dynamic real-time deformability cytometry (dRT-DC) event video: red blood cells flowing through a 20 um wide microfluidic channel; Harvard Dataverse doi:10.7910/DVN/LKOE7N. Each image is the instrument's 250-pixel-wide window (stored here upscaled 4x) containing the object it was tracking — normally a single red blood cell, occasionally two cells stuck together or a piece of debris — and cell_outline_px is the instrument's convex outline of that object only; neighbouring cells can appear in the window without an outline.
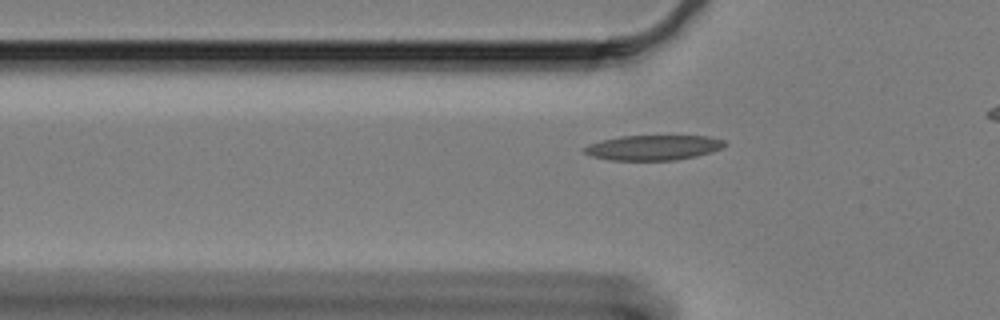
{"species": "Egyptian fruit bat (a non-hibernating species)", "species_latin": "Rousettus aegyptiacus", "temperature_condition": "cold", "stored_images_in_passage": 46, "camera_frame_rate_fps": 3000, "um_per_image_px": 0.085, "animal": {"sex": "female"}, "frame": {"image": 1, "passage_image": 15, "time_ms": 4.667, "image_size_px": [1000, 320], "cell_outline_px": [[728, 144], [724, 148], [712, 152], [696, 156], [676, 160], [608, 160], [592, 156], [584, 152], [580, 148], [588, 144], [600, 140], [620, 136], [708, 136], [724, 140]], "centroid_in_image_um": [55.53, 12.54], "position_along_channel_um": 70.3, "area_um2": 20.75}}
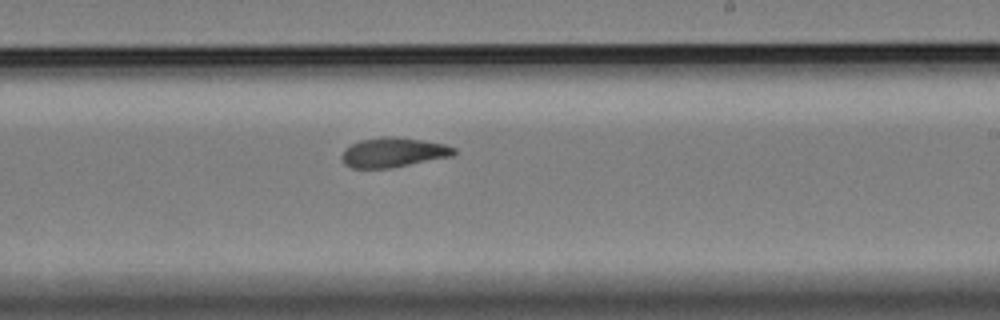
{"frame": {"image": 2, "passage_image": 32, "time_ms": 10.333, "image_size_px": [1000, 320], "cell_outline_px": [[456, 152], [452, 156], [392, 168], [352, 168], [344, 164], [340, 160], [340, 156], [352, 144], [360, 140], [384, 136], [392, 136], [420, 140], [444, 144], [456, 148]], "centroid_in_image_um": [33.42, 12.96], "position_along_channel_um": 255.6, "area_um2": 19.31}}
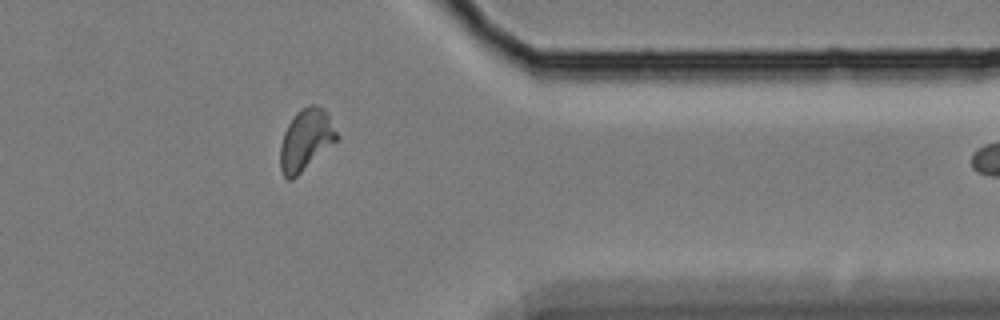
{"frame": {"image": 3, "passage_image": 45, "time_ms": 14.667, "image_size_px": [1000, 320], "cell_outline_px": [[340, 136], [336, 140], [292, 180], [288, 180], [284, 176], [280, 168], [280, 144], [284, 132], [288, 124], [296, 112], [308, 104], [316, 104], [324, 108]], "centroid_in_image_um": [25.98, 11.85], "position_along_channel_um": 385.4, "area_um2": 20.06}}